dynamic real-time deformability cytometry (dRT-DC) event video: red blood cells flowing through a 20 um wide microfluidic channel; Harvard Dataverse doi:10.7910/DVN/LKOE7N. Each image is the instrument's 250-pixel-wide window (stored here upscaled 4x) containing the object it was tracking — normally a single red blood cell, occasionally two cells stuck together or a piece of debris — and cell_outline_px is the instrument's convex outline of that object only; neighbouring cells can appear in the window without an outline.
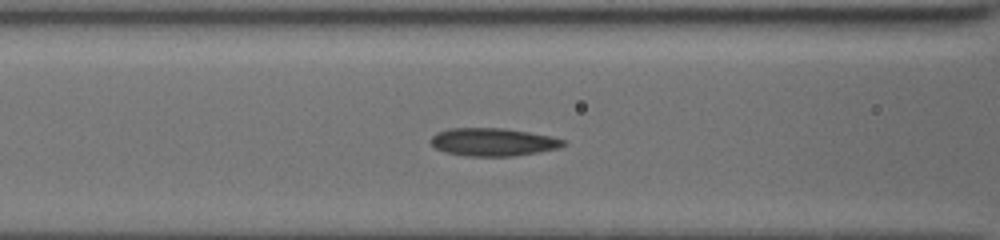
{"species": "common noctule bat (a hibernating species)", "species_latin": "Nyctalus noctula", "temperature_condition": "cold", "stored_images_in_passage": 35, "camera_frame_rate_fps": 3000, "um_per_image_px": 0.085, "animal": {"sex": "female", "body_mass_g": 19.5, "forearm_length_mm": 54.1}, "frame": {"image": 1, "passage_image": 6, "time_ms": 1.667, "image_size_px": [1000, 240], "cell_outline_px": [[568, 144], [560, 148], [540, 152], [516, 156], [464, 156], [444, 152], [436, 148], [428, 140], [436, 132], [448, 128], [500, 128], [528, 132], [552, 136], [568, 140]], "centroid_in_image_um": [41.94, 12.08], "position_along_channel_um": 124.7, "area_um2": 21.96}}
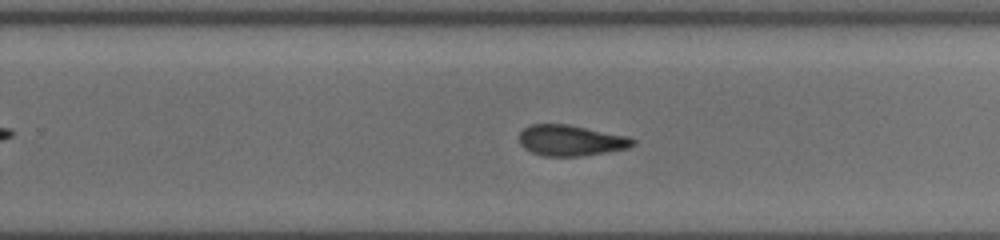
{"frame": {"image": 2, "passage_image": 19, "time_ms": 5.667, "image_size_px": [1000, 240], "cell_outline_px": [[636, 144], [628, 148], [612, 152], [580, 156], [544, 156], [532, 152], [524, 148], [520, 144], [520, 132], [524, 128], [532, 124], [564, 124], [628, 136], [636, 140]], "centroid_in_image_um": [48.55, 11.95], "position_along_channel_um": 281.2, "area_um2": 20.4}}
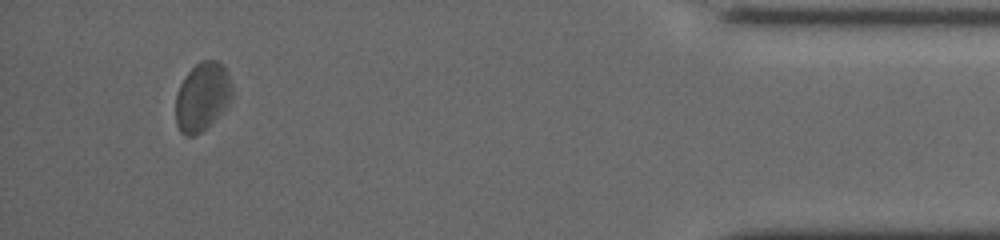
{"frame": {"image": 3, "passage_image": 35, "time_ms": 12.0, "image_size_px": [1000, 240], "cell_outline_px": [[232, 96], [228, 104], [196, 136], [184, 136], [180, 132], [176, 124], [176, 96], [180, 84], [184, 76], [196, 64], [204, 60], [216, 60], [228, 72], [232, 84]], "centroid_in_image_um": [17.17, 8.21], "position_along_channel_um": 418.0, "area_um2": 22.25}, "authors_computed_cell_mechanics": {"area_um2": 21.0392, "velocity_mm_per_s": 3.928, "shape_relaxation_time_tau1_ms": null, "shape_relaxation_time_tau2_ms": 3.2222, "deformation_change_tau1": null, "deformation_change_tau2": 0.0866}}